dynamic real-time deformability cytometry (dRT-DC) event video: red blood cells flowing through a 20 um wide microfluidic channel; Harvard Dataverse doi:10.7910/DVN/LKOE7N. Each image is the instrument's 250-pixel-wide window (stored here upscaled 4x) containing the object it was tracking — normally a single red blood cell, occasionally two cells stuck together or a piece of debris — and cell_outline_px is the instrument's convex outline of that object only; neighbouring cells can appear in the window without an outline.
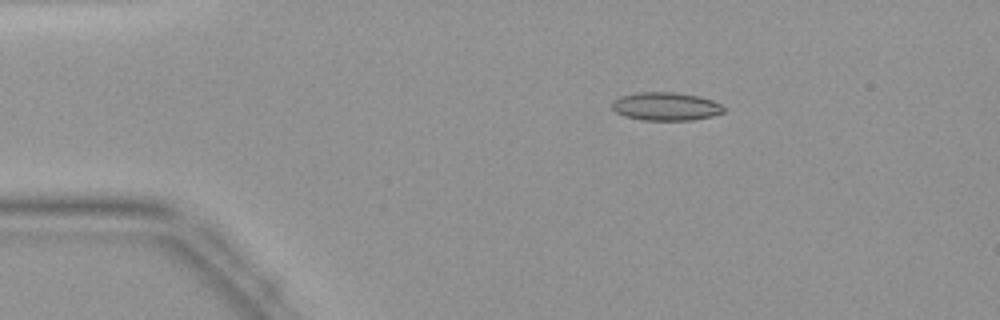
{"species": "common noctule bat (a hibernating species)", "species_latin": "Nyctalus noctula", "temperature_condition": "warm", "stored_images_in_passage": 38, "camera_frame_rate_fps": 3000, "um_per_image_px": 0.085, "animal": {"sex": "female", "body_mass_g": 19.9}, "frame": {"image": 1, "passage_image": 2, "time_ms": 0.333, "image_size_px": [1000, 320], "cell_outline_px": [[724, 112], [712, 116], [692, 120], [644, 120], [624, 116], [616, 112], [612, 108], [612, 100], [620, 96], [636, 92], [672, 92], [700, 96], [712, 100], [720, 104], [724, 108]], "centroid_in_image_um": [56.57, 9.04], "position_along_channel_um": 28.4, "area_um2": 18.44}}
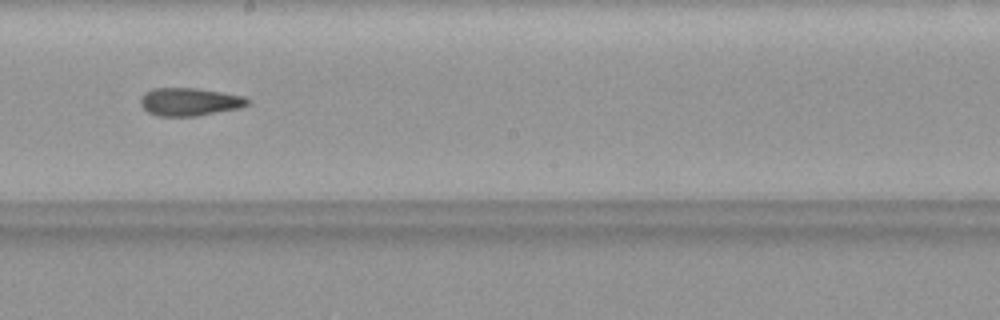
{"frame": {"image": 2, "passage_image": 19, "time_ms": 6.0, "image_size_px": [1000, 320], "cell_outline_px": [[248, 104], [240, 108], [196, 116], [160, 116], [148, 112], [140, 104], [140, 96], [144, 92], [152, 88], [192, 88], [220, 92], [244, 96], [248, 100]], "centroid_in_image_um": [16.07, 8.65], "position_along_channel_um": 232.1, "area_um2": 17.34}}
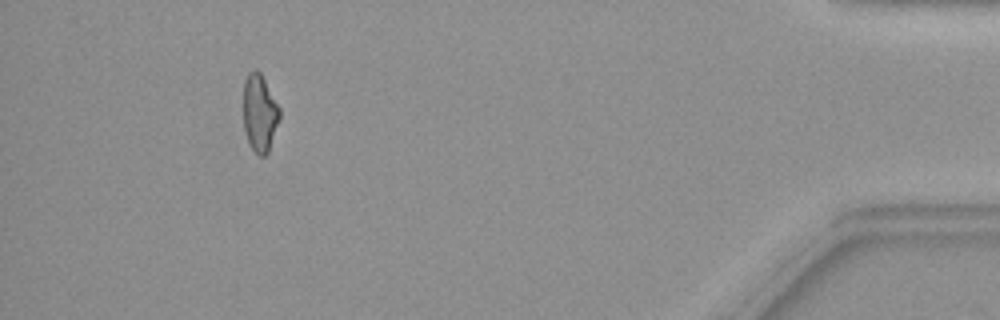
{"frame": {"image": 3, "passage_image": 35, "time_ms": 11.333, "image_size_px": [1000, 320], "cell_outline_px": [[280, 116], [268, 152], [264, 156], [260, 156], [248, 144], [244, 128], [244, 80], [248, 72], [256, 68], [260, 72], [280, 108]], "centroid_in_image_um": [22.06, 9.59], "position_along_channel_um": 413.1, "area_um2": 16.24}}